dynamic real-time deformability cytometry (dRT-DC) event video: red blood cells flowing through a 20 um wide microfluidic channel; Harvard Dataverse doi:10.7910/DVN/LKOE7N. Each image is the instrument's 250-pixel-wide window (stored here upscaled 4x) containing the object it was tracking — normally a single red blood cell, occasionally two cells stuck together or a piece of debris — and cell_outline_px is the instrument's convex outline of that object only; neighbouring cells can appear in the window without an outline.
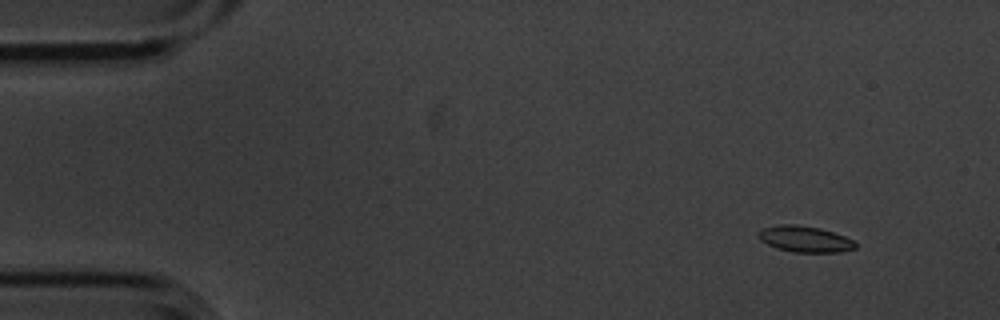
{"species": "common noctule bat (a hibernating species)", "species_latin": "Nyctalus noctula", "temperature_condition": "cold", "stored_images_in_passage": 5, "camera_frame_rate_fps": 3000, "um_per_image_px": 0.085, "animal": {"sex": "male", "body_mass_g": 20.1, "forearm_length_mm": 53.5}, "frame": {"image": 1, "passage_image": 2, "time_ms": 0.333, "image_size_px": [1000, 320], "cell_outline_px": [[856, 248], [840, 252], [796, 252], [776, 248], [760, 240], [756, 232], [760, 228], [776, 224], [796, 224], [820, 228], [856, 240]], "centroid_in_image_um": [68.39, 20.3], "position_along_channel_um": 16.6, "area_um2": 14.97}}
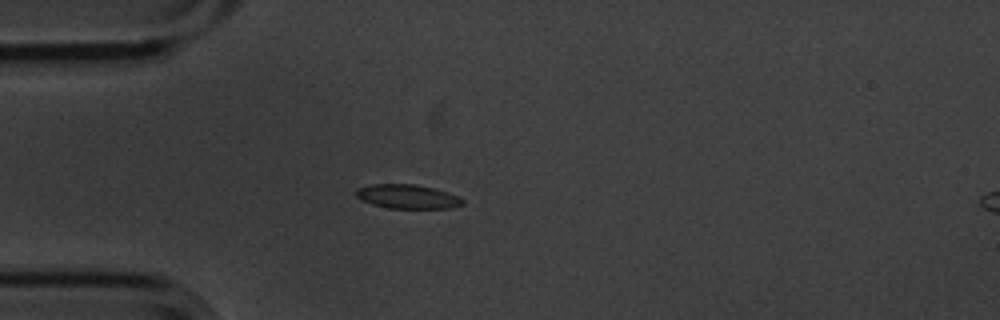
{"frame": {"image": 2, "passage_image": 5, "time_ms": 1.333, "image_size_px": [1000, 320], "cell_outline_px": [[464, 204], [452, 208], [388, 208], [372, 204], [356, 196], [356, 188], [372, 184], [416, 184], [432, 188], [460, 196], [464, 200]], "centroid_in_image_um": [34.66, 16.71], "position_along_channel_um": 50.3, "area_um2": 14.91}}